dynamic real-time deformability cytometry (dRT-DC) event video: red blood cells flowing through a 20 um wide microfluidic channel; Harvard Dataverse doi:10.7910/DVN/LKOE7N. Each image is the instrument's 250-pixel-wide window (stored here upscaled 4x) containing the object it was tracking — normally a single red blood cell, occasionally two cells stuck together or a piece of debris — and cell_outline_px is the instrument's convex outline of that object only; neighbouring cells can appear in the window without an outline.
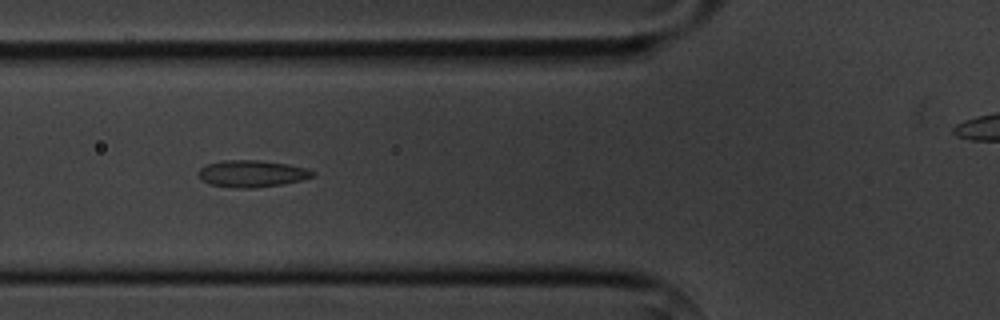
{"species": "common noctule bat (a hibernating species)", "species_latin": "Nyctalus noctula", "temperature_condition": "cold", "stored_images_in_passage": 11, "segment_of_instrument_passage": [1, 2], "camera_frame_rate_fps": 3000, "um_per_image_px": 0.085, "animal": {"sex": "male", "body_mass_g": 20.1, "forearm_length_mm": 53.5}, "frame": {"image": 1, "passage_image": 5, "time_ms": 5.667, "image_size_px": [1000, 320], "cell_outline_px": [[316, 176], [284, 184], [256, 188], [236, 188], [208, 184], [200, 180], [196, 172], [200, 168], [208, 164], [224, 160], [256, 160], [288, 164], [308, 168], [316, 172]], "centroid_in_image_um": [21.41, 14.77], "position_along_channel_um": 104.4, "area_um2": 18.15}}
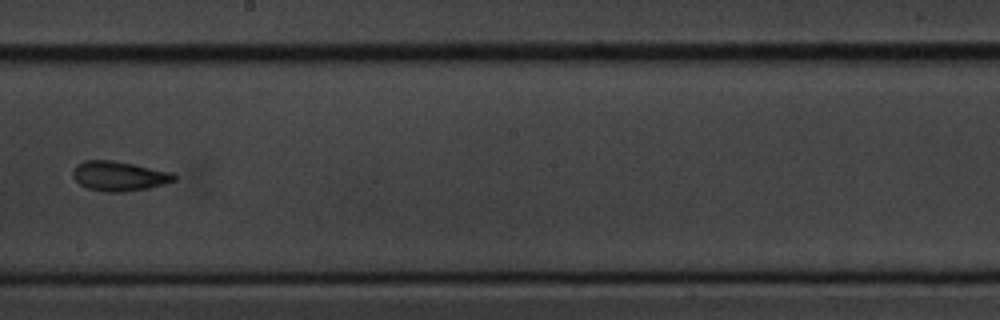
{"frame": {"image": 2, "passage_image": 8, "time_ms": 9.333, "image_size_px": [1000, 320], "cell_outline_px": [[176, 180], [148, 188], [124, 192], [104, 192], [88, 188], [80, 184], [72, 176], [72, 172], [76, 164], [84, 160], [112, 160], [172, 172], [176, 176]], "centroid_in_image_um": [10.09, 14.96], "position_along_channel_um": 238.1, "area_um2": 17.46}}
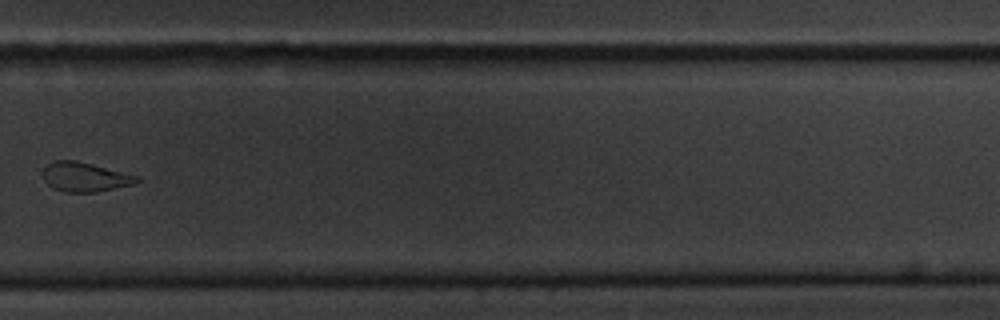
{"frame": {"image": 3, "passage_image": 10, "time_ms": 11.667, "image_size_px": [1000, 320], "cell_outline_px": [[140, 180], [132, 184], [96, 192], [68, 192], [52, 188], [44, 180], [44, 168], [48, 164], [56, 160], [76, 160], [140, 176]], "centroid_in_image_um": [7.22, 15.04], "position_along_channel_um": 322.6, "area_um2": 15.9}}